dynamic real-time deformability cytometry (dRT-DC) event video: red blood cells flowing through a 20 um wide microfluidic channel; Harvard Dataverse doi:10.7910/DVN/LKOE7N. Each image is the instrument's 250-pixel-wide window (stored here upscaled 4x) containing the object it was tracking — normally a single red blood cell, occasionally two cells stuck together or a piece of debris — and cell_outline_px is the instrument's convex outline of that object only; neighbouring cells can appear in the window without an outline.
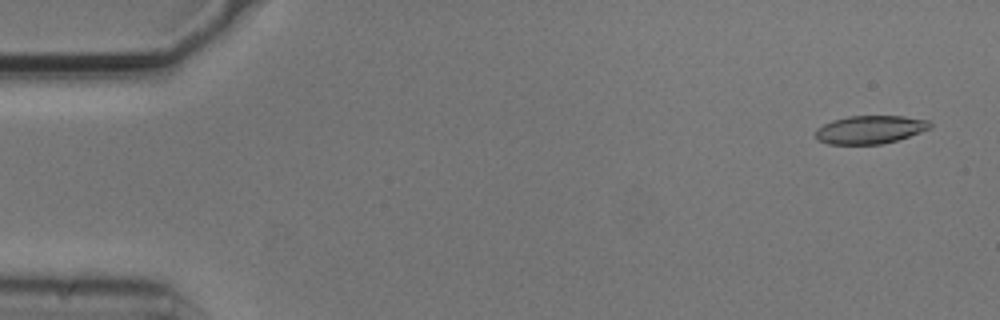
{"species": "common noctule bat (a hibernating species)", "species_latin": "Nyctalus noctula", "temperature_condition": "cold", "stored_images_in_passage": 5, "camera_frame_rate_fps": 3000, "um_per_image_px": 0.085, "animal": {"sex": "male", "body_mass_g": 20.5, "forearm_length_mm": 52.5}, "frame": {"image": 1, "passage_image": 1, "time_ms": 0.0, "image_size_px": [1000, 320], "cell_outline_px": [[932, 128], [896, 140], [880, 144], [828, 144], [820, 140], [816, 136], [816, 128], [832, 120], [848, 116], [904, 116], [928, 120], [932, 124]], "centroid_in_image_um": [73.97, 11.0], "position_along_channel_um": 11.0, "area_um2": 18.67}}